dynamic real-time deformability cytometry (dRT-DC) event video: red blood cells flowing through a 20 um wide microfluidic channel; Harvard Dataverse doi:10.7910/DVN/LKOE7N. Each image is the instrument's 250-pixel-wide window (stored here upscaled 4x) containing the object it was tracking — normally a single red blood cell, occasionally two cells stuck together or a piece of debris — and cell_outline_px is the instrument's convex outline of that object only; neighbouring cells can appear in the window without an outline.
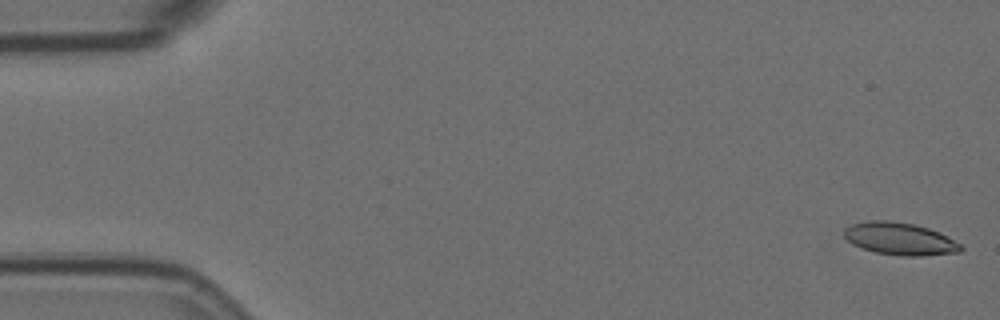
{"species": "Egyptian fruit bat (a non-hibernating species)", "species_latin": "Rousettus aegyptiacus", "temperature_condition": "room temperature", "stored_images_in_passage": 6, "camera_frame_rate_fps": 3000, "um_per_image_px": 0.085, "animal": {"sex": "female"}, "frame": {"image": 1, "passage_image": 1, "time_ms": 0.0, "image_size_px": [1000, 320], "cell_outline_px": [[964, 248], [960, 252], [920, 256], [900, 256], [876, 252], [860, 248], [852, 244], [844, 236], [844, 228], [852, 224], [868, 220], [888, 220], [912, 224], [928, 228], [940, 232], [960, 244]], "centroid_in_image_um": [76.47, 20.3], "position_along_channel_um": 8.5, "area_um2": 22.08}}
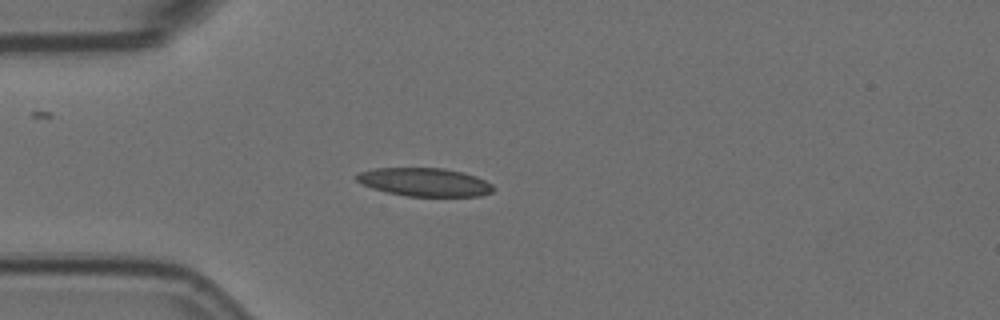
{"frame": {"image": 2, "passage_image": 5, "time_ms": 1.333, "image_size_px": [1000, 320], "cell_outline_px": [[496, 188], [492, 192], [480, 196], [408, 196], [388, 192], [372, 188], [360, 184], [356, 180], [356, 176], [360, 172], [376, 168], [444, 168], [464, 172], [476, 176], [492, 184]], "centroid_in_image_um": [36.12, 15.48], "position_along_channel_um": 48.9, "area_um2": 22.6}}